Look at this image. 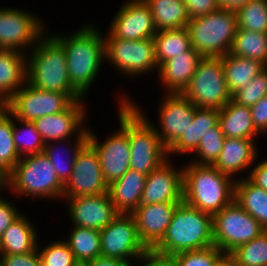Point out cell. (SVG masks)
I'll use <instances>...</instances> for the list:
<instances>
[{"mask_svg":"<svg viewBox=\"0 0 267 266\" xmlns=\"http://www.w3.org/2000/svg\"><path fill=\"white\" fill-rule=\"evenodd\" d=\"M47 35L38 40L27 57V83L43 91L64 93L73 102L84 99L71 86L63 45L52 34Z\"/></svg>","mask_w":267,"mask_h":266,"instance_id":"2","label":"cell"},{"mask_svg":"<svg viewBox=\"0 0 267 266\" xmlns=\"http://www.w3.org/2000/svg\"><path fill=\"white\" fill-rule=\"evenodd\" d=\"M219 122V110L213 108H198L194 112L192 124L168 149V158L171 154H188L194 153L198 147L200 139L211 127Z\"/></svg>","mask_w":267,"mask_h":266,"instance_id":"26","label":"cell"},{"mask_svg":"<svg viewBox=\"0 0 267 266\" xmlns=\"http://www.w3.org/2000/svg\"><path fill=\"white\" fill-rule=\"evenodd\" d=\"M42 21L29 11L14 7L0 8V49L23 52L28 47L31 49L30 46L33 48L47 33Z\"/></svg>","mask_w":267,"mask_h":266,"instance_id":"14","label":"cell"},{"mask_svg":"<svg viewBox=\"0 0 267 266\" xmlns=\"http://www.w3.org/2000/svg\"><path fill=\"white\" fill-rule=\"evenodd\" d=\"M235 180L210 165L183 167V202L215 215L234 200Z\"/></svg>","mask_w":267,"mask_h":266,"instance_id":"4","label":"cell"},{"mask_svg":"<svg viewBox=\"0 0 267 266\" xmlns=\"http://www.w3.org/2000/svg\"><path fill=\"white\" fill-rule=\"evenodd\" d=\"M67 240L76 261L89 262L101 255L100 230L75 227Z\"/></svg>","mask_w":267,"mask_h":266,"instance_id":"35","label":"cell"},{"mask_svg":"<svg viewBox=\"0 0 267 266\" xmlns=\"http://www.w3.org/2000/svg\"><path fill=\"white\" fill-rule=\"evenodd\" d=\"M191 47L202 57L221 58L230 53L238 30L236 11L218 9L189 20Z\"/></svg>","mask_w":267,"mask_h":266,"instance_id":"6","label":"cell"},{"mask_svg":"<svg viewBox=\"0 0 267 266\" xmlns=\"http://www.w3.org/2000/svg\"><path fill=\"white\" fill-rule=\"evenodd\" d=\"M228 91L233 96L266 66L258 60L238 57L228 53L221 57Z\"/></svg>","mask_w":267,"mask_h":266,"instance_id":"29","label":"cell"},{"mask_svg":"<svg viewBox=\"0 0 267 266\" xmlns=\"http://www.w3.org/2000/svg\"><path fill=\"white\" fill-rule=\"evenodd\" d=\"M150 7L158 31L181 29L188 25L190 17L182 0H144Z\"/></svg>","mask_w":267,"mask_h":266,"instance_id":"31","label":"cell"},{"mask_svg":"<svg viewBox=\"0 0 267 266\" xmlns=\"http://www.w3.org/2000/svg\"><path fill=\"white\" fill-rule=\"evenodd\" d=\"M5 178H6V176L4 174H0V190L6 189Z\"/></svg>","mask_w":267,"mask_h":266,"instance_id":"53","label":"cell"},{"mask_svg":"<svg viewBox=\"0 0 267 266\" xmlns=\"http://www.w3.org/2000/svg\"><path fill=\"white\" fill-rule=\"evenodd\" d=\"M120 99L118 100L119 130L115 131L110 137L104 140V142L100 143L96 134L94 135V133L88 129V143L95 149L98 155L103 177L108 185L121 178L130 169L128 102L131 99L123 95Z\"/></svg>","mask_w":267,"mask_h":266,"instance_id":"8","label":"cell"},{"mask_svg":"<svg viewBox=\"0 0 267 266\" xmlns=\"http://www.w3.org/2000/svg\"><path fill=\"white\" fill-rule=\"evenodd\" d=\"M105 39V59L121 73L138 76L159 70L155 55L153 38L142 40H122L119 38Z\"/></svg>","mask_w":267,"mask_h":266,"instance_id":"11","label":"cell"},{"mask_svg":"<svg viewBox=\"0 0 267 266\" xmlns=\"http://www.w3.org/2000/svg\"><path fill=\"white\" fill-rule=\"evenodd\" d=\"M90 266H131V263L118 258H111L100 255L89 261Z\"/></svg>","mask_w":267,"mask_h":266,"instance_id":"50","label":"cell"},{"mask_svg":"<svg viewBox=\"0 0 267 266\" xmlns=\"http://www.w3.org/2000/svg\"><path fill=\"white\" fill-rule=\"evenodd\" d=\"M162 100L157 118L161 128L155 131L168 149L192 124L196 106L182 93H166Z\"/></svg>","mask_w":267,"mask_h":266,"instance_id":"17","label":"cell"},{"mask_svg":"<svg viewBox=\"0 0 267 266\" xmlns=\"http://www.w3.org/2000/svg\"><path fill=\"white\" fill-rule=\"evenodd\" d=\"M1 266H41L38 249L27 254L0 255Z\"/></svg>","mask_w":267,"mask_h":266,"instance_id":"44","label":"cell"},{"mask_svg":"<svg viewBox=\"0 0 267 266\" xmlns=\"http://www.w3.org/2000/svg\"><path fill=\"white\" fill-rule=\"evenodd\" d=\"M219 124L225 138L254 139L259 134L254 128L250 107L232 99L219 110Z\"/></svg>","mask_w":267,"mask_h":266,"instance_id":"28","label":"cell"},{"mask_svg":"<svg viewBox=\"0 0 267 266\" xmlns=\"http://www.w3.org/2000/svg\"><path fill=\"white\" fill-rule=\"evenodd\" d=\"M253 0H217L220 9L237 11L242 6Z\"/></svg>","mask_w":267,"mask_h":266,"instance_id":"51","label":"cell"},{"mask_svg":"<svg viewBox=\"0 0 267 266\" xmlns=\"http://www.w3.org/2000/svg\"><path fill=\"white\" fill-rule=\"evenodd\" d=\"M13 114L0 105V171L6 176L18 163L20 156L13 140Z\"/></svg>","mask_w":267,"mask_h":266,"instance_id":"36","label":"cell"},{"mask_svg":"<svg viewBox=\"0 0 267 266\" xmlns=\"http://www.w3.org/2000/svg\"><path fill=\"white\" fill-rule=\"evenodd\" d=\"M73 266H90V263L83 261H76Z\"/></svg>","mask_w":267,"mask_h":266,"instance_id":"54","label":"cell"},{"mask_svg":"<svg viewBox=\"0 0 267 266\" xmlns=\"http://www.w3.org/2000/svg\"><path fill=\"white\" fill-rule=\"evenodd\" d=\"M238 29L267 33V0H253L236 11Z\"/></svg>","mask_w":267,"mask_h":266,"instance_id":"39","label":"cell"},{"mask_svg":"<svg viewBox=\"0 0 267 266\" xmlns=\"http://www.w3.org/2000/svg\"><path fill=\"white\" fill-rule=\"evenodd\" d=\"M5 183L8 190L19 196L63 198L64 184L43 152L21 157L6 175Z\"/></svg>","mask_w":267,"mask_h":266,"instance_id":"5","label":"cell"},{"mask_svg":"<svg viewBox=\"0 0 267 266\" xmlns=\"http://www.w3.org/2000/svg\"><path fill=\"white\" fill-rule=\"evenodd\" d=\"M228 266H240L228 255Z\"/></svg>","mask_w":267,"mask_h":266,"instance_id":"55","label":"cell"},{"mask_svg":"<svg viewBox=\"0 0 267 266\" xmlns=\"http://www.w3.org/2000/svg\"><path fill=\"white\" fill-rule=\"evenodd\" d=\"M182 94L198 108L222 109L232 96L221 58L203 57Z\"/></svg>","mask_w":267,"mask_h":266,"instance_id":"9","label":"cell"},{"mask_svg":"<svg viewBox=\"0 0 267 266\" xmlns=\"http://www.w3.org/2000/svg\"><path fill=\"white\" fill-rule=\"evenodd\" d=\"M147 176L129 169L108 185V194L119 214H132L140 205Z\"/></svg>","mask_w":267,"mask_h":266,"instance_id":"25","label":"cell"},{"mask_svg":"<svg viewBox=\"0 0 267 266\" xmlns=\"http://www.w3.org/2000/svg\"><path fill=\"white\" fill-rule=\"evenodd\" d=\"M66 200L67 211L75 227L101 230L119 215L108 192L67 198Z\"/></svg>","mask_w":267,"mask_h":266,"instance_id":"18","label":"cell"},{"mask_svg":"<svg viewBox=\"0 0 267 266\" xmlns=\"http://www.w3.org/2000/svg\"><path fill=\"white\" fill-rule=\"evenodd\" d=\"M37 249H39L41 266H73L76 262L73 252L65 239L56 240L43 249L38 247Z\"/></svg>","mask_w":267,"mask_h":266,"instance_id":"42","label":"cell"},{"mask_svg":"<svg viewBox=\"0 0 267 266\" xmlns=\"http://www.w3.org/2000/svg\"><path fill=\"white\" fill-rule=\"evenodd\" d=\"M214 245L212 215L181 202L161 241L151 250L172 257L184 252Z\"/></svg>","mask_w":267,"mask_h":266,"instance_id":"3","label":"cell"},{"mask_svg":"<svg viewBox=\"0 0 267 266\" xmlns=\"http://www.w3.org/2000/svg\"><path fill=\"white\" fill-rule=\"evenodd\" d=\"M0 195V238L4 231L21 215L15 204H12Z\"/></svg>","mask_w":267,"mask_h":266,"instance_id":"47","label":"cell"},{"mask_svg":"<svg viewBox=\"0 0 267 266\" xmlns=\"http://www.w3.org/2000/svg\"><path fill=\"white\" fill-rule=\"evenodd\" d=\"M101 255L128 261H137L149 250L141 242L132 214H119L100 230Z\"/></svg>","mask_w":267,"mask_h":266,"instance_id":"12","label":"cell"},{"mask_svg":"<svg viewBox=\"0 0 267 266\" xmlns=\"http://www.w3.org/2000/svg\"><path fill=\"white\" fill-rule=\"evenodd\" d=\"M225 254L215 245L210 247L184 251L170 257L173 266H215Z\"/></svg>","mask_w":267,"mask_h":266,"instance_id":"41","label":"cell"},{"mask_svg":"<svg viewBox=\"0 0 267 266\" xmlns=\"http://www.w3.org/2000/svg\"><path fill=\"white\" fill-rule=\"evenodd\" d=\"M246 178L255 186L267 191V160L263 159L257 163Z\"/></svg>","mask_w":267,"mask_h":266,"instance_id":"48","label":"cell"},{"mask_svg":"<svg viewBox=\"0 0 267 266\" xmlns=\"http://www.w3.org/2000/svg\"><path fill=\"white\" fill-rule=\"evenodd\" d=\"M229 256L240 266H267V230L237 247Z\"/></svg>","mask_w":267,"mask_h":266,"instance_id":"38","label":"cell"},{"mask_svg":"<svg viewBox=\"0 0 267 266\" xmlns=\"http://www.w3.org/2000/svg\"><path fill=\"white\" fill-rule=\"evenodd\" d=\"M180 203L140 204L132 213L139 238L148 250H152L161 241Z\"/></svg>","mask_w":267,"mask_h":266,"instance_id":"21","label":"cell"},{"mask_svg":"<svg viewBox=\"0 0 267 266\" xmlns=\"http://www.w3.org/2000/svg\"><path fill=\"white\" fill-rule=\"evenodd\" d=\"M85 101H74L66 110L45 115L33 121L45 144L53 141L68 140L74 133L80 134L86 127L83 125L87 111ZM79 132V133H78Z\"/></svg>","mask_w":267,"mask_h":266,"instance_id":"19","label":"cell"},{"mask_svg":"<svg viewBox=\"0 0 267 266\" xmlns=\"http://www.w3.org/2000/svg\"><path fill=\"white\" fill-rule=\"evenodd\" d=\"M230 53L258 60L267 66V33L238 29Z\"/></svg>","mask_w":267,"mask_h":266,"instance_id":"34","label":"cell"},{"mask_svg":"<svg viewBox=\"0 0 267 266\" xmlns=\"http://www.w3.org/2000/svg\"><path fill=\"white\" fill-rule=\"evenodd\" d=\"M255 145V139L225 138L220 155L213 166L236 180L233 176L250 167L257 159L258 150Z\"/></svg>","mask_w":267,"mask_h":266,"instance_id":"23","label":"cell"},{"mask_svg":"<svg viewBox=\"0 0 267 266\" xmlns=\"http://www.w3.org/2000/svg\"><path fill=\"white\" fill-rule=\"evenodd\" d=\"M106 192H108V184L103 177L98 155L87 142L79 150L73 165V172L64 185L63 201L67 198Z\"/></svg>","mask_w":267,"mask_h":266,"instance_id":"15","label":"cell"},{"mask_svg":"<svg viewBox=\"0 0 267 266\" xmlns=\"http://www.w3.org/2000/svg\"><path fill=\"white\" fill-rule=\"evenodd\" d=\"M26 82V53L0 49V105H4Z\"/></svg>","mask_w":267,"mask_h":266,"instance_id":"24","label":"cell"},{"mask_svg":"<svg viewBox=\"0 0 267 266\" xmlns=\"http://www.w3.org/2000/svg\"><path fill=\"white\" fill-rule=\"evenodd\" d=\"M36 227L22 214L4 231L0 238V255L27 254L39 245Z\"/></svg>","mask_w":267,"mask_h":266,"instance_id":"27","label":"cell"},{"mask_svg":"<svg viewBox=\"0 0 267 266\" xmlns=\"http://www.w3.org/2000/svg\"><path fill=\"white\" fill-rule=\"evenodd\" d=\"M224 139L225 135L218 122L200 139L198 147L194 152V154H196L195 156H197V160L196 158L194 161L191 160L192 163L213 166L220 155Z\"/></svg>","mask_w":267,"mask_h":266,"instance_id":"40","label":"cell"},{"mask_svg":"<svg viewBox=\"0 0 267 266\" xmlns=\"http://www.w3.org/2000/svg\"><path fill=\"white\" fill-rule=\"evenodd\" d=\"M116 13L104 38L142 40L156 35L151 9L144 0H128Z\"/></svg>","mask_w":267,"mask_h":266,"instance_id":"16","label":"cell"},{"mask_svg":"<svg viewBox=\"0 0 267 266\" xmlns=\"http://www.w3.org/2000/svg\"><path fill=\"white\" fill-rule=\"evenodd\" d=\"M171 164L167 159L147 175L140 204L183 202V168Z\"/></svg>","mask_w":267,"mask_h":266,"instance_id":"20","label":"cell"},{"mask_svg":"<svg viewBox=\"0 0 267 266\" xmlns=\"http://www.w3.org/2000/svg\"><path fill=\"white\" fill-rule=\"evenodd\" d=\"M74 34H52L64 47L71 86L83 97L89 92L105 61V39L95 25L81 26Z\"/></svg>","mask_w":267,"mask_h":266,"instance_id":"1","label":"cell"},{"mask_svg":"<svg viewBox=\"0 0 267 266\" xmlns=\"http://www.w3.org/2000/svg\"><path fill=\"white\" fill-rule=\"evenodd\" d=\"M140 109L132 100L128 102L130 169L147 176L169 158L155 124Z\"/></svg>","mask_w":267,"mask_h":266,"instance_id":"7","label":"cell"},{"mask_svg":"<svg viewBox=\"0 0 267 266\" xmlns=\"http://www.w3.org/2000/svg\"><path fill=\"white\" fill-rule=\"evenodd\" d=\"M18 122L23 126H18ZM23 130V131H21ZM13 140L20 157L39 154L44 151L45 142L33 122L23 121L13 116Z\"/></svg>","mask_w":267,"mask_h":266,"instance_id":"37","label":"cell"},{"mask_svg":"<svg viewBox=\"0 0 267 266\" xmlns=\"http://www.w3.org/2000/svg\"><path fill=\"white\" fill-rule=\"evenodd\" d=\"M153 39L156 61L159 67L174 56L191 48L190 34L187 27L158 31Z\"/></svg>","mask_w":267,"mask_h":266,"instance_id":"33","label":"cell"},{"mask_svg":"<svg viewBox=\"0 0 267 266\" xmlns=\"http://www.w3.org/2000/svg\"><path fill=\"white\" fill-rule=\"evenodd\" d=\"M138 260L142 261L143 264L141 266H173L169 257L155 254L151 250L139 257ZM131 266H133V264H131Z\"/></svg>","mask_w":267,"mask_h":266,"instance_id":"49","label":"cell"},{"mask_svg":"<svg viewBox=\"0 0 267 266\" xmlns=\"http://www.w3.org/2000/svg\"><path fill=\"white\" fill-rule=\"evenodd\" d=\"M88 129L89 128L87 126V128H85L82 132H80V134L75 135V137H76V140L74 142L75 144L73 143V145H75V146H73V148L72 147L66 148V149H70L69 151L67 150L69 153L67 151H65L67 153V155H66L67 157H61V155L59 153L61 150L59 149L60 150L59 151L57 149L58 147L56 146L57 144L62 143V145H63L64 143H68V142H66L67 140L53 141V142H49V143L45 144L43 153L51 161V164H52L54 170L56 171V174H57L59 180L64 185L70 179V176L73 172V165H74V162H75V159H76V156H77L79 150L88 142V131H89Z\"/></svg>","mask_w":267,"mask_h":266,"instance_id":"32","label":"cell"},{"mask_svg":"<svg viewBox=\"0 0 267 266\" xmlns=\"http://www.w3.org/2000/svg\"><path fill=\"white\" fill-rule=\"evenodd\" d=\"M72 103L64 93L36 89L26 82L4 106L15 118L33 122L45 115L62 112Z\"/></svg>","mask_w":267,"mask_h":266,"instance_id":"13","label":"cell"},{"mask_svg":"<svg viewBox=\"0 0 267 266\" xmlns=\"http://www.w3.org/2000/svg\"><path fill=\"white\" fill-rule=\"evenodd\" d=\"M186 5V10L190 19L204 16L217 11L219 5L217 0H182Z\"/></svg>","mask_w":267,"mask_h":266,"instance_id":"45","label":"cell"},{"mask_svg":"<svg viewBox=\"0 0 267 266\" xmlns=\"http://www.w3.org/2000/svg\"><path fill=\"white\" fill-rule=\"evenodd\" d=\"M234 201L267 230V191L241 177L235 180Z\"/></svg>","mask_w":267,"mask_h":266,"instance_id":"30","label":"cell"},{"mask_svg":"<svg viewBox=\"0 0 267 266\" xmlns=\"http://www.w3.org/2000/svg\"><path fill=\"white\" fill-rule=\"evenodd\" d=\"M202 55L193 47L164 62L158 70L161 87L165 93H183L194 75Z\"/></svg>","mask_w":267,"mask_h":266,"instance_id":"22","label":"cell"},{"mask_svg":"<svg viewBox=\"0 0 267 266\" xmlns=\"http://www.w3.org/2000/svg\"><path fill=\"white\" fill-rule=\"evenodd\" d=\"M255 130L267 133V95L262 97L256 104L250 107Z\"/></svg>","mask_w":267,"mask_h":266,"instance_id":"46","label":"cell"},{"mask_svg":"<svg viewBox=\"0 0 267 266\" xmlns=\"http://www.w3.org/2000/svg\"><path fill=\"white\" fill-rule=\"evenodd\" d=\"M267 95V66L241 90L237 91L232 100L239 105L251 107Z\"/></svg>","mask_w":267,"mask_h":266,"instance_id":"43","label":"cell"},{"mask_svg":"<svg viewBox=\"0 0 267 266\" xmlns=\"http://www.w3.org/2000/svg\"><path fill=\"white\" fill-rule=\"evenodd\" d=\"M215 266H228V255H224Z\"/></svg>","mask_w":267,"mask_h":266,"instance_id":"52","label":"cell"},{"mask_svg":"<svg viewBox=\"0 0 267 266\" xmlns=\"http://www.w3.org/2000/svg\"><path fill=\"white\" fill-rule=\"evenodd\" d=\"M214 245L229 255L265 229L234 200L212 216Z\"/></svg>","mask_w":267,"mask_h":266,"instance_id":"10","label":"cell"}]
</instances>
